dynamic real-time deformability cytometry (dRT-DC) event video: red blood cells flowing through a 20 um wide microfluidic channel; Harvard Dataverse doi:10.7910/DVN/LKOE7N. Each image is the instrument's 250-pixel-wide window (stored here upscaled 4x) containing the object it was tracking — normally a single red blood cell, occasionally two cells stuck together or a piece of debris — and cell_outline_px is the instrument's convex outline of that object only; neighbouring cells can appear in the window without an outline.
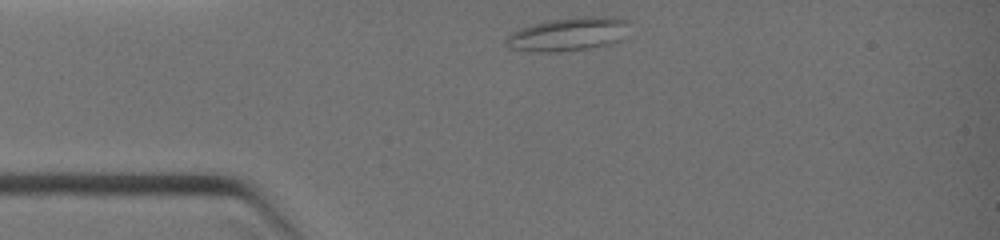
{"species": "common noctule bat (a hibernating species)", "species_latin": "Nyctalus noctula", "temperature_condition": "warm", "stored_images_in_passage": 2, "camera_frame_rate_fps": 3000, "um_per_image_px": 0.085, "animal": {"sex": "female", "body_mass_g": 19.0, "forearm_length_mm": 51.5}, "frame": {"image": 1, "passage_image": 1, "time_ms": 0.0, "image_size_px": [1000, 240], "cell_outline_px": [[628, 20], [620, 40], [612, 44], [596, 48], [560, 52], [528, 52], [508, 48], [504, 44], [504, 40], [512, 32], [520, 28], [532, 24], [548, 20], [584, 16], [612, 16]], "centroid_in_image_um": [48.24, 2.93], "position_along_channel_um": 36.8, "area_um2": 24.45}}